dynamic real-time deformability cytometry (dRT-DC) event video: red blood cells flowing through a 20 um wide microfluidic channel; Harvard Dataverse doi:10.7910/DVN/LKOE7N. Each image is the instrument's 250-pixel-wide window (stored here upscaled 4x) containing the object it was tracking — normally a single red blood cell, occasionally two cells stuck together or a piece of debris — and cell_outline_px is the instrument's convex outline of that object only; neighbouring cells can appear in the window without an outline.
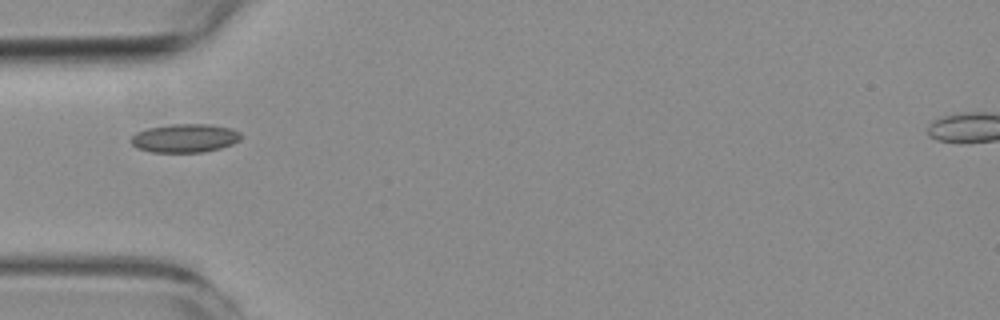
{"species": "common noctule bat (a hibernating species)", "species_latin": "Nyctalus noctula", "temperature_condition": "room temperature", "stored_images_in_passage": 2, "camera_frame_rate_fps": 3000, "um_per_image_px": 0.085, "animal": {"sex": "female", "body_mass_g": 19.3, "forearm_length_mm": 54.1}, "frame": {"image": 1, "passage_image": 1, "time_ms": 0.0, "image_size_px": [1000, 320], "cell_outline_px": [[240, 140], [232, 144], [220, 148], [204, 152], [152, 152], [136, 148], [128, 140], [136, 132], [148, 128], [172, 124], [212, 124], [232, 128], [240, 132]], "centroid_in_image_um": [15.7, 11.74], "position_along_channel_um": 69.3, "area_um2": 18.44}}
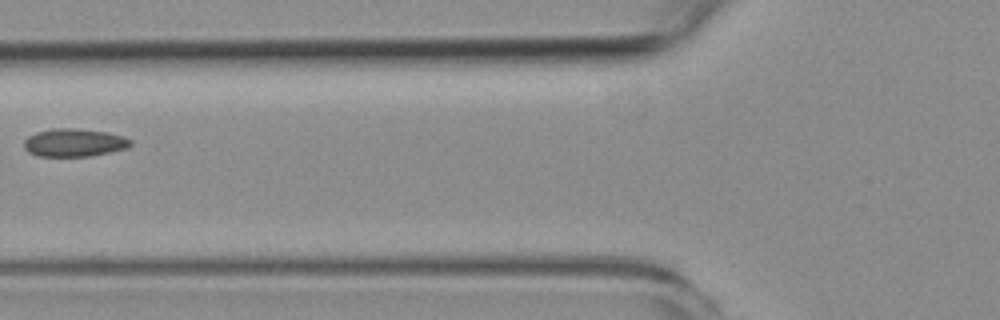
{"frame": {"image": 2, "passage_image": 2, "time_ms": 1.333, "image_size_px": [1000, 320], "cell_outline_px": [[132, 144], [128, 148], [92, 156], [36, 156], [28, 152], [24, 148], [24, 140], [28, 136], [36, 132], [52, 128], [76, 128], [108, 132], [124, 136], [132, 140]], "centroid_in_image_um": [6.31, 12.12], "position_along_channel_um": 119.5, "area_um2": 17.63}}